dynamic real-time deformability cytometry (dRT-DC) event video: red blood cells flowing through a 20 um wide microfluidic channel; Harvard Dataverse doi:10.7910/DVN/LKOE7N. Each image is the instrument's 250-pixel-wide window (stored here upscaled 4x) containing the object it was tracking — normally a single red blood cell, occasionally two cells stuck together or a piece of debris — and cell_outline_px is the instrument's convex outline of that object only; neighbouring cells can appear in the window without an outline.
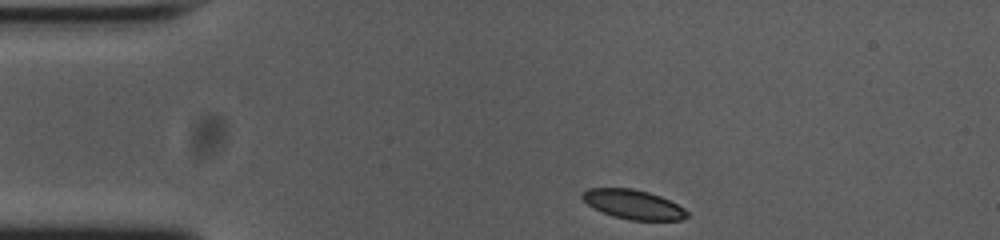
{"species": "common noctule bat (a hibernating species)", "species_latin": "Nyctalus noctula", "temperature_condition": "cold", "stored_images_in_passage": 39, "camera_frame_rate_fps": 3000, "um_per_image_px": 0.085, "animal": {"sex": "female", "body_mass_g": 23.0, "forearm_length_mm": 53.4}, "frame": {"image": 1, "passage_image": 1, "time_ms": 0.0, "image_size_px": [1000, 240], "cell_outline_px": [[688, 216], [680, 220], [628, 220], [612, 216], [588, 204], [580, 196], [580, 192], [588, 188], [632, 188], [648, 192], [660, 196], [684, 208], [688, 212]], "centroid_in_image_um": [53.81, 17.37], "position_along_channel_um": 31.2, "area_um2": 17.8}}
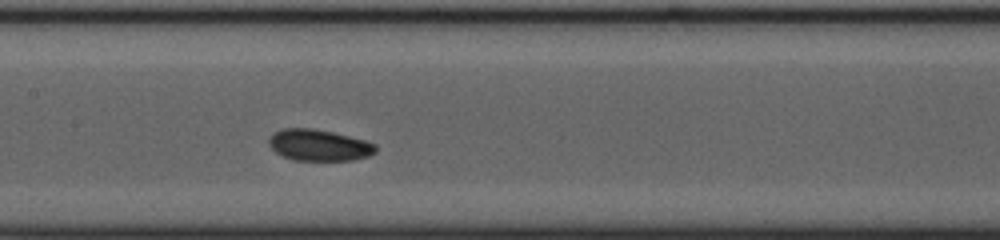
{"frame": {"image": 2, "passage_image": 17, "time_ms": 5.333, "image_size_px": [1000, 240], "cell_outline_px": [[376, 152], [368, 156], [352, 160], [296, 160], [284, 156], [276, 152], [272, 148], [268, 140], [272, 132], [284, 128], [312, 128], [332, 132], [364, 140], [376, 144]], "centroid_in_image_um": [27.1, 12.33], "position_along_channel_um": 180.3, "area_um2": 19.36}}
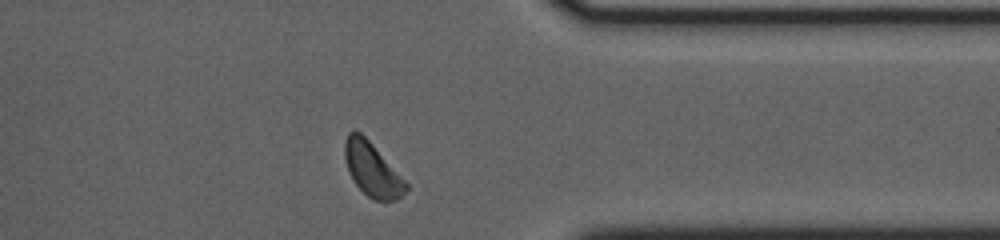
{"frame": {"image": 3, "passage_image": 34, "time_ms": 11.0, "image_size_px": [1000, 240], "cell_outline_px": [[408, 188], [396, 200], [372, 200], [352, 180], [348, 172], [344, 156], [344, 144], [348, 132], [360, 132], [368, 140], [408, 184]], "centroid_in_image_um": [31.6, 14.42], "position_along_channel_um": 379.8, "area_um2": 18.67}, "authors_computed_cell_mechanics": {"area_um2": 19.0162, "velocity_mm_per_s": 3.7012, "shape_relaxation_time_tau1_ms": 2.6092, "shape_relaxation_time_tau2_ms": 5.5761, "deformation_change_tau1": 0.0539, "deformation_change_tau2": 0.0956}}